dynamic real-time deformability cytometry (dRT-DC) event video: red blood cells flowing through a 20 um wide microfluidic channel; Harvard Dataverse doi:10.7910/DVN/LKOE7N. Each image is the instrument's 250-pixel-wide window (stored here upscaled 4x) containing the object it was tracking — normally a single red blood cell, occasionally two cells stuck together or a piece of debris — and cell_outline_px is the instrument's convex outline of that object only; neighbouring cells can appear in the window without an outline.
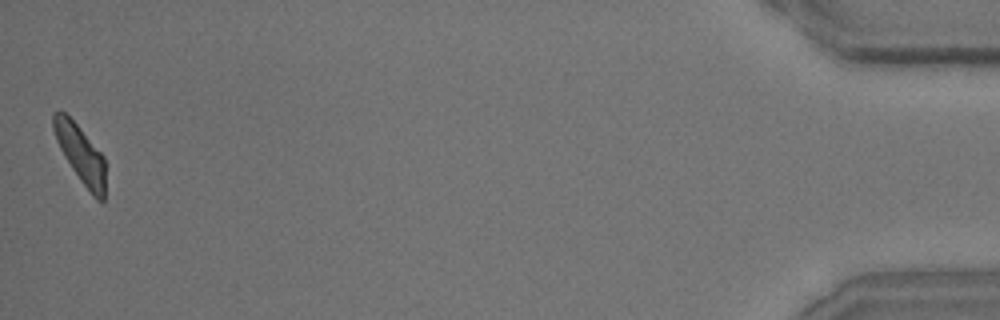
{"species": "common noctule bat (a hibernating species)", "species_latin": "Nyctalus noctula", "temperature_condition": "room temperature", "stored_images_in_passage": 55, "camera_frame_rate_fps": 3000, "um_per_image_px": 0.085, "animal": {"sex": "male", "body_mass_g": 15.6}, "frame": {"image": 1, "passage_image": 55, "time_ms": 18.0, "image_size_px": [1000, 320], "cell_outline_px": [[104, 200], [96, 200], [92, 196], [80, 180], [64, 156], [56, 140], [52, 128], [52, 112], [64, 112], [76, 124], [104, 156]], "centroid_in_image_um": [6.82, 13.09], "position_along_channel_um": 428.4, "area_um2": 17.17}, "authors_computed_cell_mechanics": {"area_um2": 19.1896, "velocity_mm_per_s": 3.6346, "shape_relaxation_time_tau1_ms": 3.63, "shape_relaxation_time_tau2_ms": 3.524, "deformation_change_tau1": 0.1401, "deformation_change_tau2": 0.1077}}